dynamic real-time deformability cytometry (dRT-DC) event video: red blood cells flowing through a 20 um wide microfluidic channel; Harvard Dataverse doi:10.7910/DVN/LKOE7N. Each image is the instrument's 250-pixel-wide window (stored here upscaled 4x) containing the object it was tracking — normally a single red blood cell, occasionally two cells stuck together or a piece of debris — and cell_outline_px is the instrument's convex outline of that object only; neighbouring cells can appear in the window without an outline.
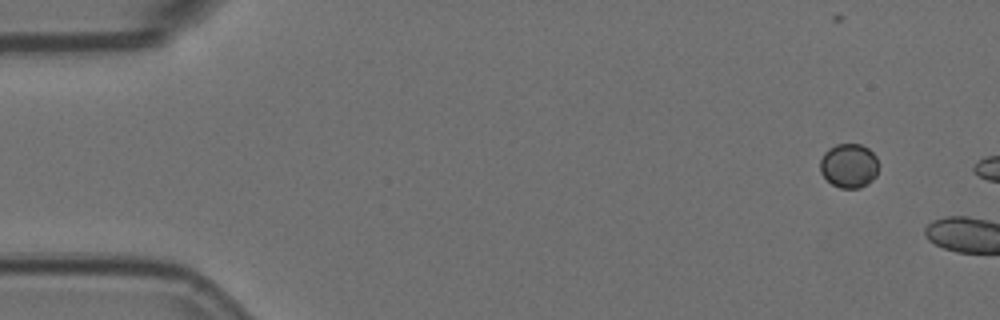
{"species": "Egyptian fruit bat (a non-hibernating species)", "species_latin": "Rousettus aegyptiacus", "temperature_condition": "room temperature", "stored_images_in_passage": 2, "camera_frame_rate_fps": 3000, "um_per_image_px": 0.085, "animal": {"sex": "female"}, "frame": {"image": 1, "passage_image": 1, "time_ms": 0.0, "image_size_px": [1000, 320], "cell_outline_px": [[876, 176], [872, 180], [860, 188], [840, 188], [832, 184], [820, 172], [820, 160], [824, 152], [828, 148], [836, 144], [860, 144], [868, 148], [876, 156]], "centroid_in_image_um": [72.13, 14.07], "position_along_channel_um": 12.9, "area_um2": 14.97}}